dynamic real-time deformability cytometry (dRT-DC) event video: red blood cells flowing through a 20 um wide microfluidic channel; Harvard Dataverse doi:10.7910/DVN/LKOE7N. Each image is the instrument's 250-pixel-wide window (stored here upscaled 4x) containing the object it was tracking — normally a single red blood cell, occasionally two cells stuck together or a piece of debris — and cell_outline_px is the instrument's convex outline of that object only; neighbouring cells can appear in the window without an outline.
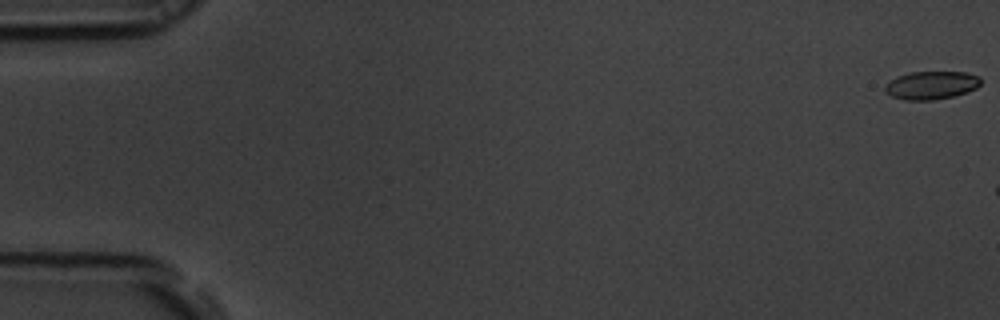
{"species": "common noctule bat (a hibernating species)", "species_latin": "Nyctalus noctula", "temperature_condition": "room temperature", "stored_images_in_passage": 7, "camera_frame_rate_fps": 3000, "um_per_image_px": 0.085, "animal": {"sex": "male", "body_mass_g": 19.5, "forearm_length_mm": 54.6}, "frame": {"image": 1, "passage_image": 1, "time_ms": 0.0, "image_size_px": [1000, 320], "cell_outline_px": [[980, 84], [976, 88], [968, 92], [952, 96], [932, 100], [904, 100], [892, 96], [884, 92], [884, 84], [896, 76], [908, 72], [964, 72], [980, 76]], "centroid_in_image_um": [79.12, 7.24], "position_along_channel_um": 5.9, "area_um2": 15.84}}